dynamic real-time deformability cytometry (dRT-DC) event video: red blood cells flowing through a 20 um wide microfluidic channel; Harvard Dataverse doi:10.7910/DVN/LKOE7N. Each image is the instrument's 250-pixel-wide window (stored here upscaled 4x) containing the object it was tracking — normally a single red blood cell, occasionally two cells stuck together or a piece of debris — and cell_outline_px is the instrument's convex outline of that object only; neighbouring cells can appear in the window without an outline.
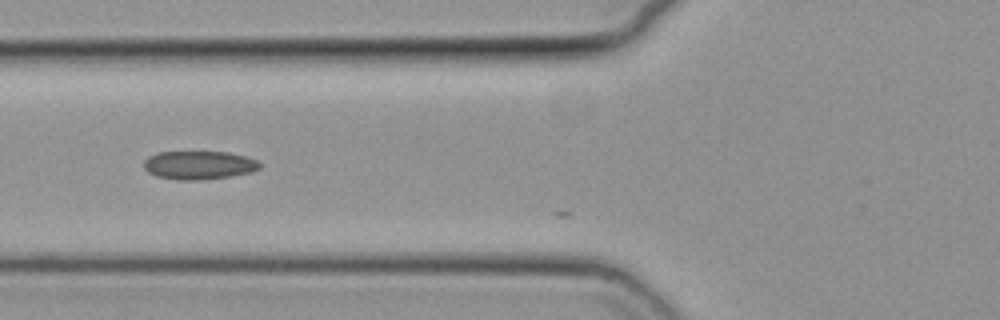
{"species": "common noctule bat (a hibernating species)", "species_latin": "Nyctalus noctula", "temperature_condition": "cold", "stored_images_in_passage": 5, "camera_frame_rate_fps": 3000, "um_per_image_px": 0.085, "animal": {"sex": "female", "body_mass_g": 19.3, "forearm_length_mm": 54.1}, "frame": {"image": 1, "passage_image": 4, "time_ms": 1.0, "image_size_px": [1000, 320], "cell_outline_px": [[260, 168], [252, 172], [232, 176], [200, 180], [176, 180], [156, 176], [148, 172], [144, 168], [144, 160], [148, 156], [160, 152], [228, 152], [244, 156], [256, 160], [260, 164]], "centroid_in_image_um": [16.89, 14.04], "position_along_channel_um": 108.9, "area_um2": 19.25}}